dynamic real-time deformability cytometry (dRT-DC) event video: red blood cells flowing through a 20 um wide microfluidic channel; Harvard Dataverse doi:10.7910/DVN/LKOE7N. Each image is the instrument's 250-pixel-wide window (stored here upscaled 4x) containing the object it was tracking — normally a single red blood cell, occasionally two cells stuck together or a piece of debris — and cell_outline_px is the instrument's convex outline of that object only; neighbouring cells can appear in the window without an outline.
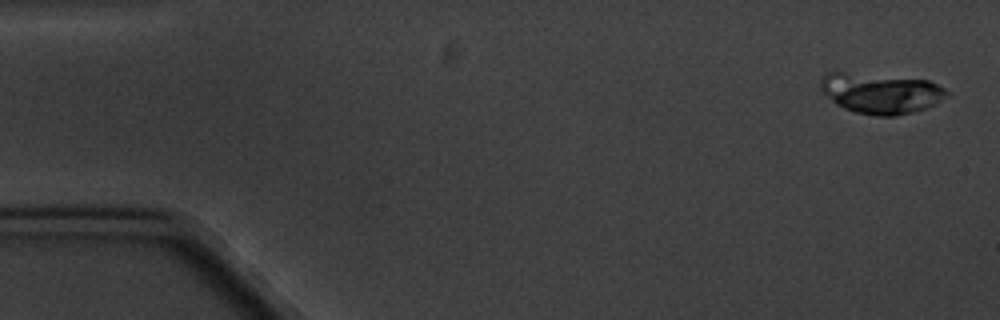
{"species": "common noctule bat (a hibernating species)", "species_latin": "Nyctalus noctula", "temperature_condition": "cold", "stored_images_in_passage": 5, "camera_frame_rate_fps": 3000, "um_per_image_px": 0.085, "animal": {"sex": "male", "body_mass_g": 20.1, "forearm_length_mm": 53.5}, "frame": {"image": 1, "passage_image": 1, "time_ms": 0.0, "image_size_px": [1000, 320], "cell_outline_px": [[952, 96], [936, 104], [912, 112], [896, 116], [876, 116], [856, 112], [844, 108], [836, 104], [820, 88], [820, 76], [824, 72], [836, 68], [928, 80], [944, 88]], "centroid_in_image_um": [74.81, 7.85], "position_along_channel_um": 10.2, "area_um2": 31.04}}
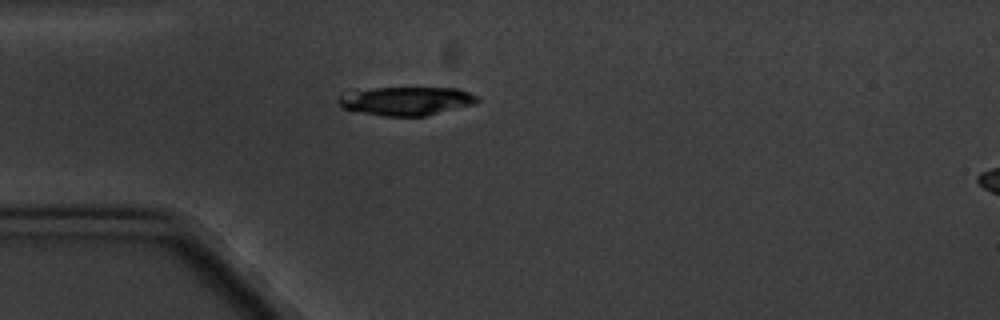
{"frame": {"image": 2, "passage_image": 5, "time_ms": 4.667, "image_size_px": [1000, 320], "cell_outline_px": [[480, 100], [472, 104], [424, 116], [380, 116], [344, 108], [340, 104], [340, 92], [348, 88], [456, 88], [468, 92], [476, 96]], "centroid_in_image_um": [34.42, 8.56], "position_along_channel_um": 50.6, "area_um2": 23.18}}